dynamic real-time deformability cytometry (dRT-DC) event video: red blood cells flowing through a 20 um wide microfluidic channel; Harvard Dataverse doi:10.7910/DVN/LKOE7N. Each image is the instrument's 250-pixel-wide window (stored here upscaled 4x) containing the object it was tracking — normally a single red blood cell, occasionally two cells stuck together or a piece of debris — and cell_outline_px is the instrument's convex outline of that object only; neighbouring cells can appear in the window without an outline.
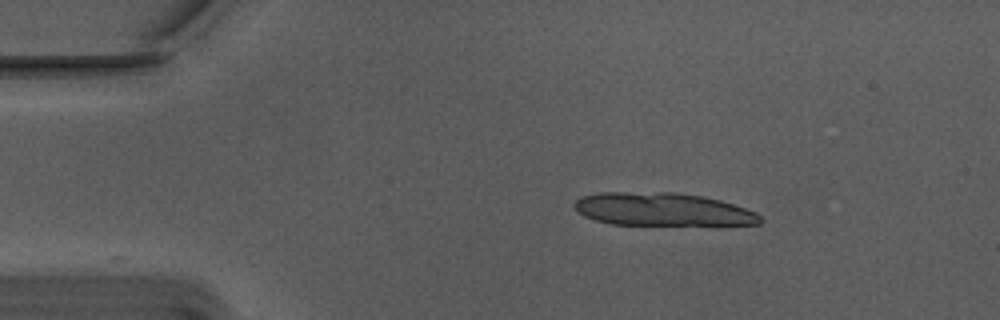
{"species": "Egyptian fruit bat (a non-hibernating species)", "species_latin": "Rousettus aegyptiacus", "temperature_condition": "warm", "stored_images_in_passage": 13, "camera_frame_rate_fps": 3000, "um_per_image_px": 0.085, "animal": {"sex": "male"}, "frame": {"image": 1, "passage_image": 1, "time_ms": 0.0, "image_size_px": [1000, 320], "cell_outline_px": [[764, 220], [760, 224], [612, 224], [596, 220], [584, 216], [572, 204], [576, 200], [584, 196], [600, 192], [676, 192], [704, 196], [720, 200], [756, 212]], "centroid_in_image_um": [56.31, 17.78], "position_along_channel_um": 28.7, "area_um2": 35.37}}